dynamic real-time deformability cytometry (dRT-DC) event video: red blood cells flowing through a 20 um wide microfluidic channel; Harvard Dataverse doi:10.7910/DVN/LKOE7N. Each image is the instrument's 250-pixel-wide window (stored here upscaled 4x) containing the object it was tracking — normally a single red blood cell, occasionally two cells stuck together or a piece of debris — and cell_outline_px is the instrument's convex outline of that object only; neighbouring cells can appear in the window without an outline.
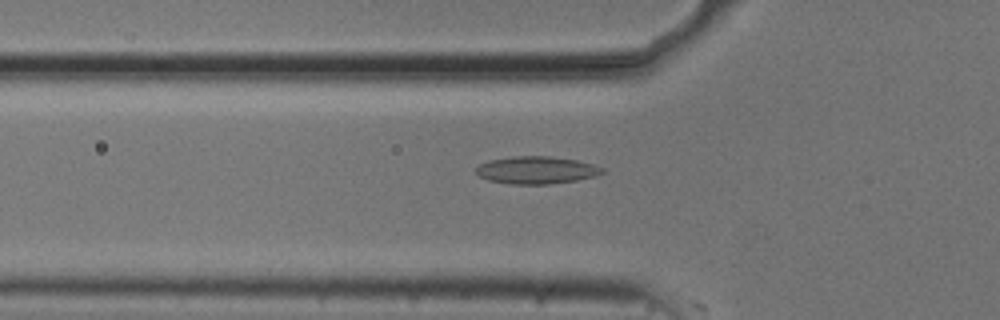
{"species": "common noctule bat (a hibernating species)", "species_latin": "Nyctalus noctula", "temperature_condition": "cold", "stored_images_in_passage": 4, "camera_frame_rate_fps": 3000, "um_per_image_px": 0.085, "animal": {"sex": "male", "body_mass_g": 20.5, "forearm_length_mm": 52.5}, "frame": {"image": 1, "passage_image": 3, "time_ms": 0.667, "image_size_px": [1000, 320], "cell_outline_px": [[604, 172], [596, 176], [576, 180], [548, 184], [512, 184], [488, 180], [480, 176], [476, 172], [476, 168], [480, 164], [488, 160], [512, 156], [548, 156], [576, 160], [592, 164], [604, 168]], "centroid_in_image_um": [45.59, 14.45], "position_along_channel_um": 80.2, "area_um2": 20.11}}